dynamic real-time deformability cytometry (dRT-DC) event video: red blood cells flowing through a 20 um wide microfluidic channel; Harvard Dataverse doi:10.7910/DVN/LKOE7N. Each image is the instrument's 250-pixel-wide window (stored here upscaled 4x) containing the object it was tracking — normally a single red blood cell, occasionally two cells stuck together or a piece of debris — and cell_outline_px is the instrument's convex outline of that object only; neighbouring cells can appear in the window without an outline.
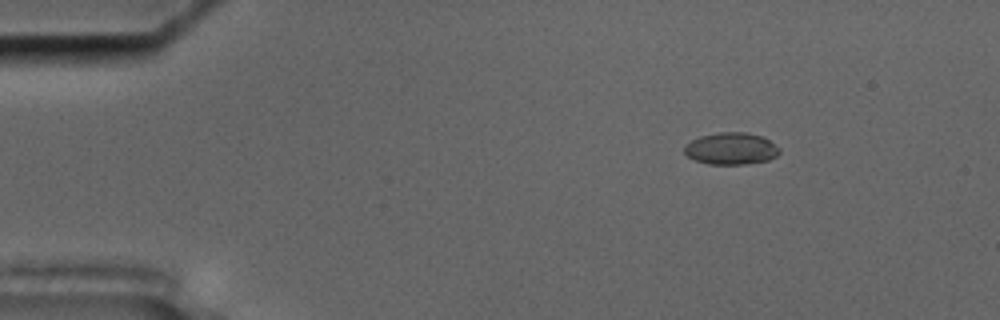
{"species": "common noctule bat (a hibernating species)", "species_latin": "Nyctalus noctula", "temperature_condition": "cold", "stored_images_in_passage": 57, "camera_frame_rate_fps": 3000, "um_per_image_px": 0.085, "animal": {"sex": "male", "body_mass_g": 17.5, "forearm_length_mm": 52.3}, "frame": {"image": 1, "passage_image": 9, "time_ms": 2.667, "image_size_px": [1000, 320], "cell_outline_px": [[780, 152], [776, 156], [768, 160], [744, 164], [708, 164], [696, 160], [688, 156], [684, 152], [684, 144], [700, 136], [720, 132], [744, 132], [764, 136], [780, 148]], "centroid_in_image_um": [62.15, 12.62], "position_along_channel_um": 22.8, "area_um2": 17.74}}
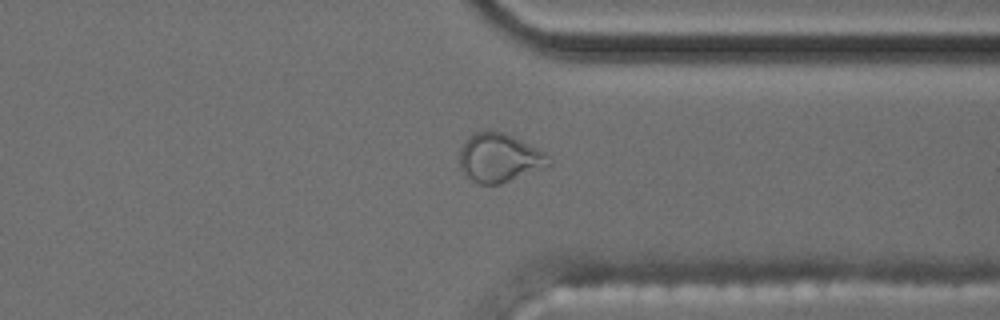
{"frame": {"image": 2, "passage_image": 44, "time_ms": 14.333, "image_size_px": [1000, 320], "cell_outline_px": [[552, 164], [500, 184], [480, 184], [472, 180], [460, 168], [460, 148], [464, 140], [468, 136], [476, 132], [504, 132], [544, 152]], "centroid_in_image_um": [42.4, 13.41], "position_along_channel_um": 369.0, "area_um2": 24.8}}
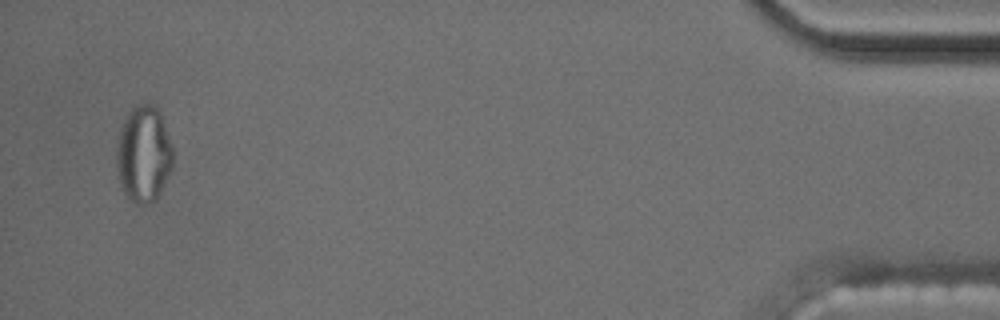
{"frame": {"image": 3, "passage_image": 55, "time_ms": 18.0, "image_size_px": [1000, 320], "cell_outline_px": [[172, 168], [156, 200], [148, 204], [136, 204], [128, 200], [120, 188], [116, 172], [116, 148], [120, 128], [124, 116], [136, 104], [152, 104], [160, 112], [172, 148]], "centroid_in_image_um": [12.16, 13.13], "position_along_channel_um": 423.0, "area_um2": 32.14}, "authors_computed_cell_mechanics": {"area_um2": 18.0336, "velocity_mm_per_s": 3.6335, "shape_relaxation_time_tau1_ms": null, "shape_relaxation_time_tau2_ms": 1.9597, "deformation_change_tau1": null, "deformation_change_tau2": 0.0445}}